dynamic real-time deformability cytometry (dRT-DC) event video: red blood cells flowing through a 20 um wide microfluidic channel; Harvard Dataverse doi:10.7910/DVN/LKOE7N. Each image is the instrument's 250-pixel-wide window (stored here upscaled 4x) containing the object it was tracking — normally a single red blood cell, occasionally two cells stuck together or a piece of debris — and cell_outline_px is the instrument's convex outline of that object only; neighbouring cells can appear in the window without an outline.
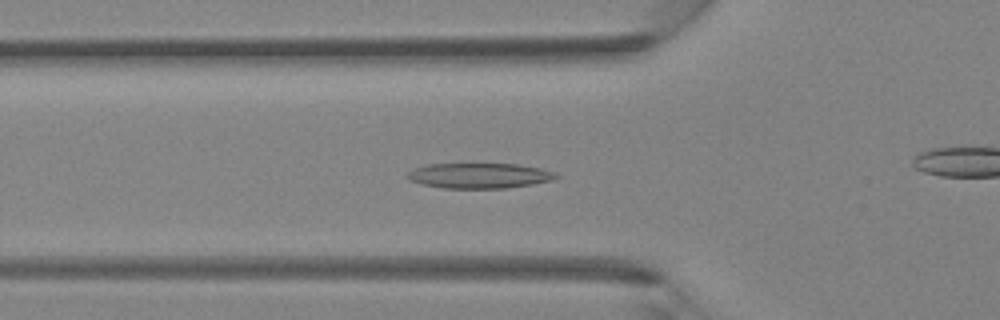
{"species": "Egyptian fruit bat (a non-hibernating species)", "species_latin": "Rousettus aegyptiacus", "temperature_condition": "room temperature", "stored_images_in_passage": 44, "camera_frame_rate_fps": 3000, "um_per_image_px": 0.085, "animal": {"sex": "female"}, "frame": {"image": 1, "passage_image": 15, "time_ms": 4.667, "image_size_px": [1000, 320], "cell_outline_px": [[560, 176], [552, 180], [532, 184], [508, 188], [444, 188], [420, 184], [408, 180], [404, 176], [408, 172], [416, 168], [428, 164], [516, 164], [540, 168], [556, 172]], "centroid_in_image_um": [40.73, 14.93], "position_along_channel_um": 85.1, "area_um2": 21.96}}
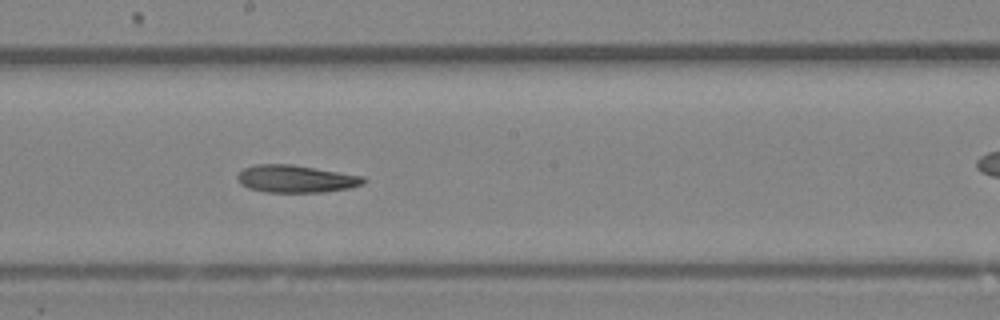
{"frame": {"image": 2, "passage_image": 24, "time_ms": 7.667, "image_size_px": [1000, 320], "cell_outline_px": [[368, 180], [364, 184], [348, 188], [324, 192], [264, 192], [248, 188], [240, 184], [236, 180], [236, 176], [244, 168], [256, 164], [292, 164], [364, 176]], "centroid_in_image_um": [25.14, 15.2], "position_along_channel_um": 223.1, "area_um2": 20.35}}
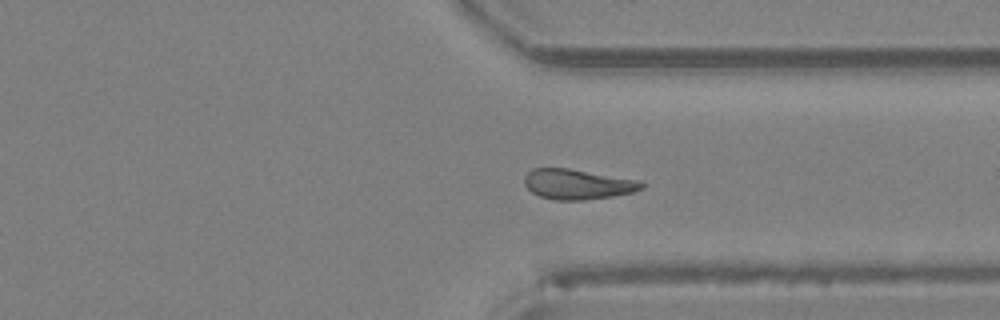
{"frame": {"image": 3, "passage_image": 33, "time_ms": 10.667, "image_size_px": [1000, 320], "cell_outline_px": [[644, 188], [632, 192], [612, 196], [584, 200], [556, 200], [540, 196], [532, 192], [524, 184], [524, 176], [532, 168], [568, 168], [640, 180], [644, 184]], "centroid_in_image_um": [49.09, 15.65], "position_along_channel_um": 362.3, "area_um2": 20.58}}